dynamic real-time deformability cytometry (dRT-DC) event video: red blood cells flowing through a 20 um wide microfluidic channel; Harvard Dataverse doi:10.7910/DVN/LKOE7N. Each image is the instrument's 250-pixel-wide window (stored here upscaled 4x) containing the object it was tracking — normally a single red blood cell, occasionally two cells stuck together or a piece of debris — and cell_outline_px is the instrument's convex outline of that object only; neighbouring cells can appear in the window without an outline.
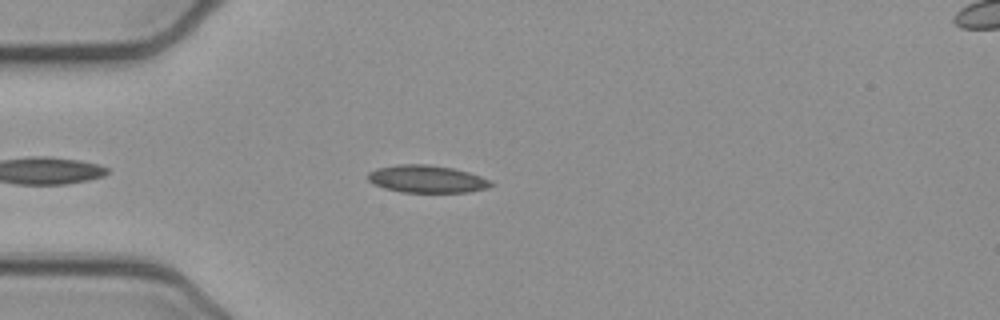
{"species": "common noctule bat (a hibernating species)", "species_latin": "Nyctalus noctula", "temperature_condition": "cold", "stored_images_in_passage": 44, "camera_frame_rate_fps": 3000, "um_per_image_px": 0.085, "animal": {"sex": "female", "body_mass_g": 21.9}, "frame": {"image": 1, "passage_image": 6, "time_ms": 1.667, "image_size_px": [1000, 320], "cell_outline_px": [[496, 184], [488, 188], [468, 192], [400, 192], [384, 188], [372, 184], [368, 180], [368, 172], [376, 168], [396, 164], [428, 164], [452, 168], [468, 172], [480, 176]], "centroid_in_image_um": [36.25, 15.21], "position_along_channel_um": 48.7, "area_um2": 19.83}}
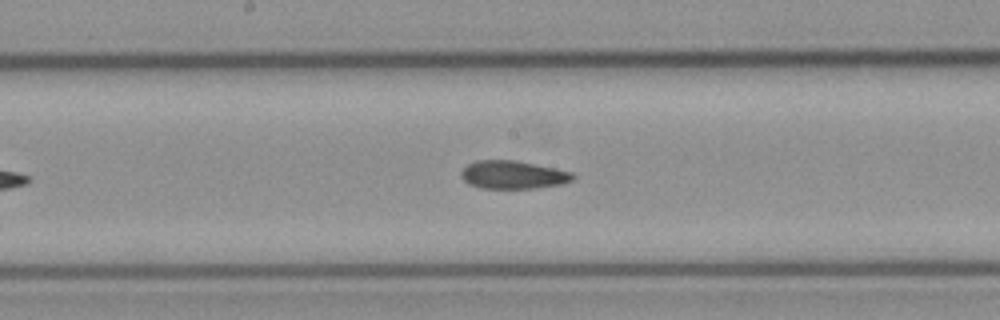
{"frame": {"image": 2, "passage_image": 19, "time_ms": 6.0, "image_size_px": [1000, 320], "cell_outline_px": [[576, 176], [572, 180], [560, 184], [536, 188], [480, 188], [468, 184], [460, 176], [460, 172], [468, 164], [476, 160], [516, 160], [556, 168], [572, 172]], "centroid_in_image_um": [43.59, 14.85], "position_along_channel_um": 204.6, "area_um2": 18.38}}
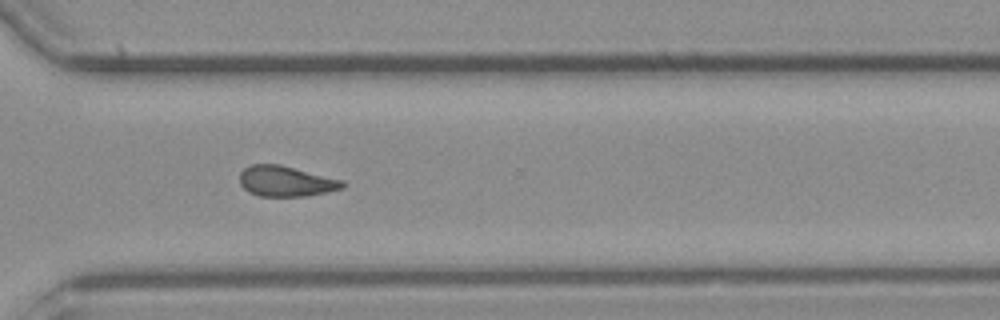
{"frame": {"image": 3, "passage_image": 30, "time_ms": 9.667, "image_size_px": [1000, 320], "cell_outline_px": [[348, 184], [344, 188], [328, 192], [308, 196], [260, 196], [248, 192], [240, 184], [240, 172], [244, 168], [252, 164], [280, 164], [344, 180]], "centroid_in_image_um": [24.35, 15.4], "position_along_channel_um": 346.3, "area_um2": 18.55}, "authors_computed_cell_mechanics": {"area_um2": 18.6405, "velocity_mm_per_s": 3.8807, "shape_relaxation_time_tau1_ms": null, "shape_relaxation_time_tau2_ms": 5.2552, "deformation_change_tau1": null, "deformation_change_tau2": 0.1219}}